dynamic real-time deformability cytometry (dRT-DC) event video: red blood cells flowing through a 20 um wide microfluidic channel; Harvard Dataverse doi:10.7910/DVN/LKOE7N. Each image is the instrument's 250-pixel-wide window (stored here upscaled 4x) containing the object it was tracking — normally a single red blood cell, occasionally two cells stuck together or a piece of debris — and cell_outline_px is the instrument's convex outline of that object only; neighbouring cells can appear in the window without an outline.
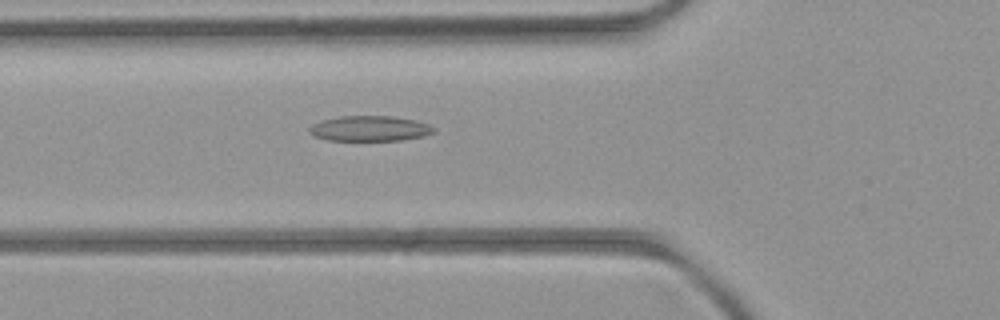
{"species": "common noctule bat (a hibernating species)", "species_latin": "Nyctalus noctula", "temperature_condition": "room temperature", "stored_images_in_passage": 6, "camera_frame_rate_fps": 3000, "um_per_image_px": 0.085, "animal": {"sex": "female", "body_mass_g": 21.9}, "frame": {"image": 1, "passage_image": 6, "time_ms": 6.333, "image_size_px": [1000, 320], "cell_outline_px": [[436, 132], [424, 136], [404, 140], [328, 140], [312, 136], [308, 132], [308, 128], [312, 124], [324, 120], [340, 116], [392, 116], [416, 120], [428, 124], [436, 128]], "centroid_in_image_um": [31.45, 10.92], "position_along_channel_um": 94.4, "area_um2": 18.5}}